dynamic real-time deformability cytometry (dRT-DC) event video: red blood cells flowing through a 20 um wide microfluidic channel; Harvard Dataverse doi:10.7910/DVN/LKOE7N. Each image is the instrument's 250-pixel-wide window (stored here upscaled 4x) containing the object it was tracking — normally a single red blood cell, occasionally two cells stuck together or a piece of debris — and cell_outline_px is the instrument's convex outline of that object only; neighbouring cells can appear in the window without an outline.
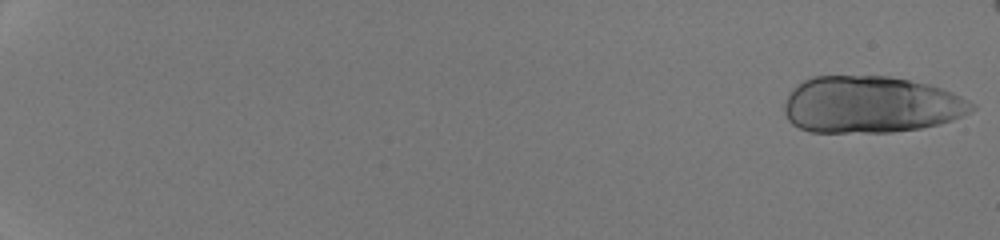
{"species": "human", "species_latin": "Homo sapiens", "temperature_condition": "room temperature", "stored_images_in_passage": 24, "camera_frame_rate_fps": 3000, "um_per_image_px": 0.085, "donor": {"sex": "male"}, "frame": {"image": 1, "passage_image": 1, "time_ms": 0.0, "image_size_px": [1000, 240], "cell_outline_px": [[976, 108], [972, 112], [952, 120], [940, 124], [920, 128], [892, 132], [808, 132], [792, 124], [788, 120], [784, 112], [784, 104], [792, 88], [796, 84], [812, 76], [888, 76], [928, 84], [952, 92], [976, 104]], "centroid_in_image_um": [74.01, 8.9], "position_along_channel_um": 11.0, "area_um2": 62.42}}